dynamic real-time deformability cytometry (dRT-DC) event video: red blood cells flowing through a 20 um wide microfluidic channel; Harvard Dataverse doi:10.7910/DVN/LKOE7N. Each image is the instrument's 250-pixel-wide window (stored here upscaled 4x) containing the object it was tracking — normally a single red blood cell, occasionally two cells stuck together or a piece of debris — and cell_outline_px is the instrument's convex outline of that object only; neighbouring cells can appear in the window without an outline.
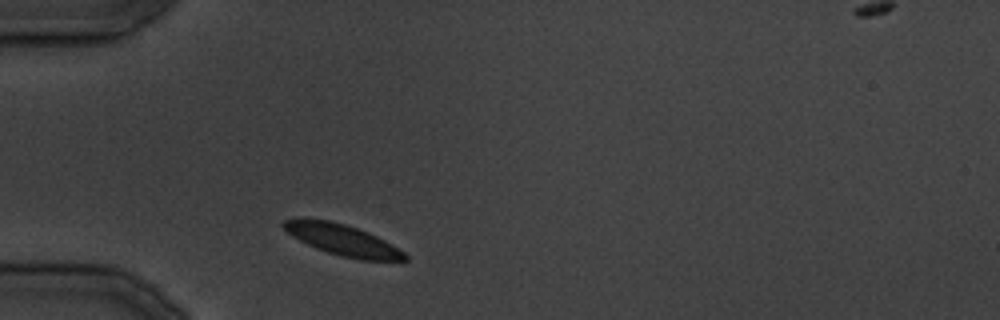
{"species": "common noctule bat (a hibernating species)", "species_latin": "Nyctalus noctula", "temperature_condition": "cold", "stored_images_in_passage": 27, "camera_frame_rate_fps": 3000, "um_per_image_px": 0.085, "animal": {"sex": "male", "body_mass_g": 19.5, "forearm_length_mm": 54.6}, "frame": {"image": 1, "passage_image": 1, "time_ms": 0.0, "image_size_px": [1000, 320], "cell_outline_px": [[408, 260], [360, 260], [328, 252], [316, 248], [292, 236], [280, 224], [284, 220], [328, 220], [344, 224], [368, 232], [392, 244], [404, 252], [408, 256]], "centroid_in_image_um": [29.17, 20.41], "position_along_channel_um": 55.8, "area_um2": 21.27}}
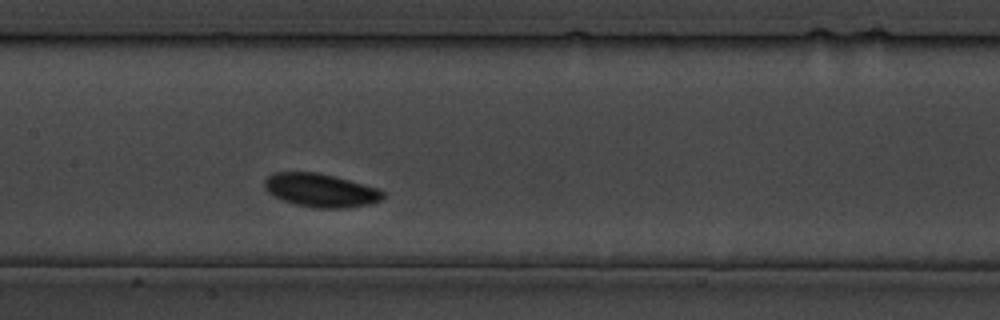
{"frame": {"image": 2, "passage_image": 8, "time_ms": 9.0, "image_size_px": [1000, 320], "cell_outline_px": [[384, 196], [380, 200], [372, 204], [344, 208], [316, 208], [296, 204], [284, 200], [268, 192], [264, 188], [264, 180], [272, 172], [316, 172], [380, 188], [384, 192]], "centroid_in_image_um": [27.27, 16.17], "position_along_channel_um": 180.1, "area_um2": 23.0}}
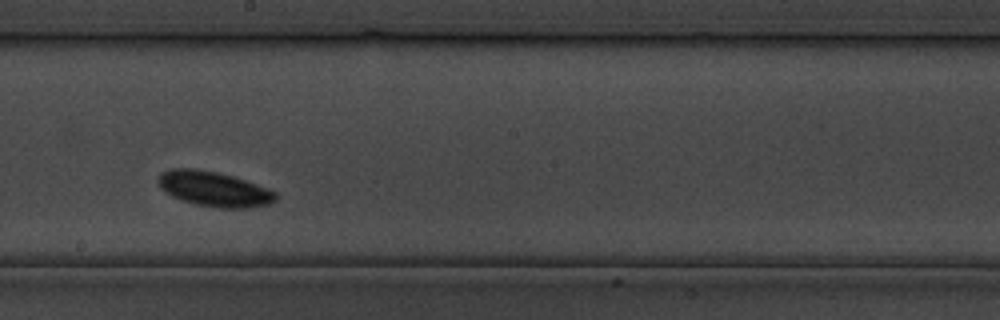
{"frame": {"image": 3, "passage_image": 11, "time_ms": 12.333, "image_size_px": [1000, 320], "cell_outline_px": [[276, 200], [268, 204], [252, 208], [220, 208], [196, 204], [172, 196], [160, 188], [156, 180], [160, 172], [172, 168], [192, 168], [216, 172], [232, 176], [256, 184], [276, 192]], "centroid_in_image_um": [18.16, 16.06], "position_along_channel_um": 230.0, "area_um2": 23.87}}